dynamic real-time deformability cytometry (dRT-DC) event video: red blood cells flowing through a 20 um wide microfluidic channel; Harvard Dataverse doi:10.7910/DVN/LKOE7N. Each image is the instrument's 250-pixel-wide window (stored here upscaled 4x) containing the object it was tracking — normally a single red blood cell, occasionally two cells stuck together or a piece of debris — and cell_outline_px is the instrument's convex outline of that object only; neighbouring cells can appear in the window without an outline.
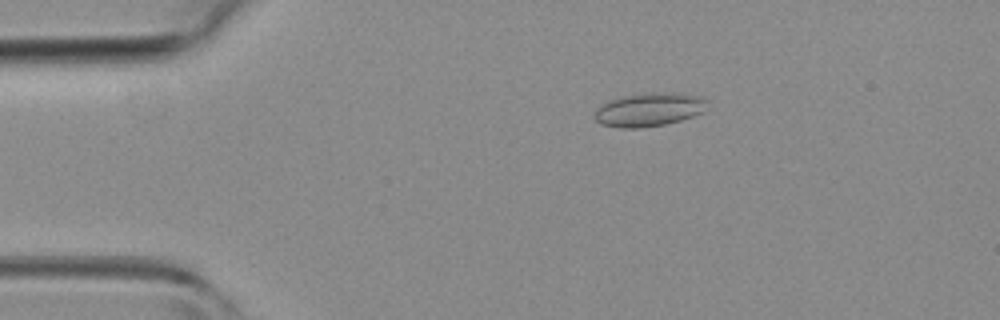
{"species": "common noctule bat (a hibernating species)", "species_latin": "Nyctalus noctula", "temperature_condition": "room temperature", "stored_images_in_passage": 2, "camera_frame_rate_fps": 3000, "um_per_image_px": 0.085, "animal": {"sex": "female", "body_mass_g": 19.3, "forearm_length_mm": 54.1}, "frame": {"image": 1, "passage_image": 1, "time_ms": 0.0, "image_size_px": [1000, 320], "cell_outline_px": [[708, 100], [704, 112], [680, 120], [664, 124], [640, 128], [620, 128], [600, 124], [592, 116], [596, 108], [612, 100], [624, 96], [652, 92], [680, 92], [704, 96]], "centroid_in_image_um": [55.21, 9.3], "position_along_channel_um": 29.8, "area_um2": 22.25}}